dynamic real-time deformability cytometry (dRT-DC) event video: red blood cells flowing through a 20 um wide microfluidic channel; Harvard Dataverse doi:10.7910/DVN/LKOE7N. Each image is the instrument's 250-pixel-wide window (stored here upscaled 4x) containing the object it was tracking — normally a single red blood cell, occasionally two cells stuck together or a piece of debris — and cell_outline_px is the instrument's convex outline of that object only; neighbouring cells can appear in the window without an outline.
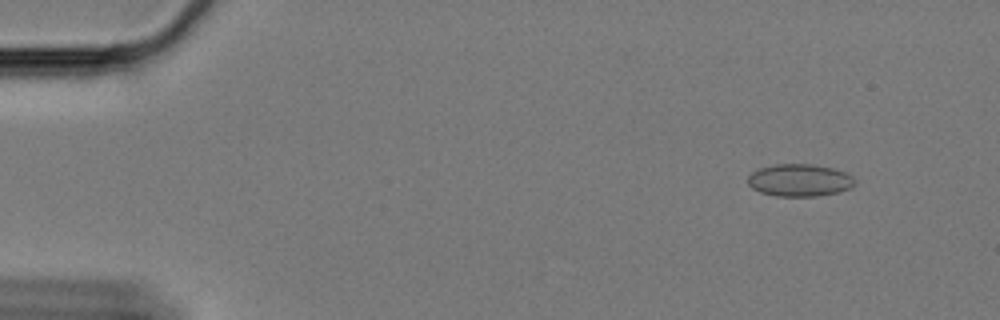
{"species": "Egyptian fruit bat (a non-hibernating species)", "species_latin": "Rousettus aegyptiacus", "temperature_condition": "cold", "stored_images_in_passage": 22, "camera_frame_rate_fps": 3000, "um_per_image_px": 0.085, "animal": {"sex": "female"}, "frame": {"image": 1, "passage_image": 2, "time_ms": 0.333, "image_size_px": [1000, 320], "cell_outline_px": [[856, 184], [852, 188], [840, 192], [816, 196], [776, 196], [760, 192], [752, 188], [748, 184], [748, 176], [752, 172], [760, 168], [776, 164], [812, 164], [832, 168], [844, 172], [852, 176], [856, 180]], "centroid_in_image_um": [67.99, 15.32], "position_along_channel_um": 17.0, "area_um2": 20.29}}
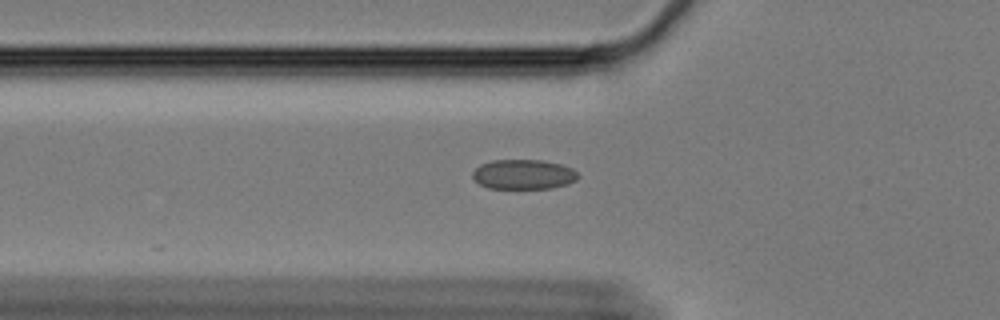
{"frame": {"image": 2, "passage_image": 17, "time_ms": 5.333, "image_size_px": [1000, 320], "cell_outline_px": [[580, 176], [576, 180], [568, 184], [552, 188], [488, 188], [480, 184], [472, 176], [472, 172], [480, 164], [492, 160], [544, 160], [560, 164], [572, 168]], "centroid_in_image_um": [44.51, 14.82], "position_along_channel_um": 81.3, "area_um2": 18.32}}
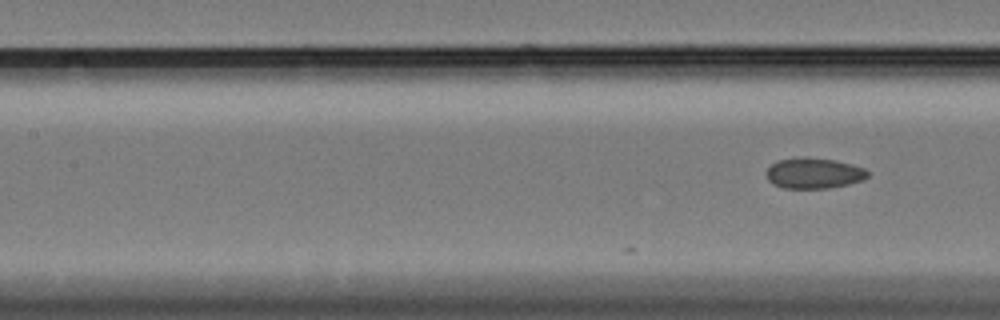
{"frame": {"image": 3, "passage_image": 22, "time_ms": 7.0, "image_size_px": [1000, 320], "cell_outline_px": [[868, 176], [864, 180], [848, 184], [828, 188], [784, 188], [772, 184], [768, 180], [768, 168], [776, 160], [804, 156], [836, 160], [852, 164], [864, 168], [868, 172]], "centroid_in_image_um": [69.19, 14.71], "position_along_channel_um": 138.2, "area_um2": 18.21}}